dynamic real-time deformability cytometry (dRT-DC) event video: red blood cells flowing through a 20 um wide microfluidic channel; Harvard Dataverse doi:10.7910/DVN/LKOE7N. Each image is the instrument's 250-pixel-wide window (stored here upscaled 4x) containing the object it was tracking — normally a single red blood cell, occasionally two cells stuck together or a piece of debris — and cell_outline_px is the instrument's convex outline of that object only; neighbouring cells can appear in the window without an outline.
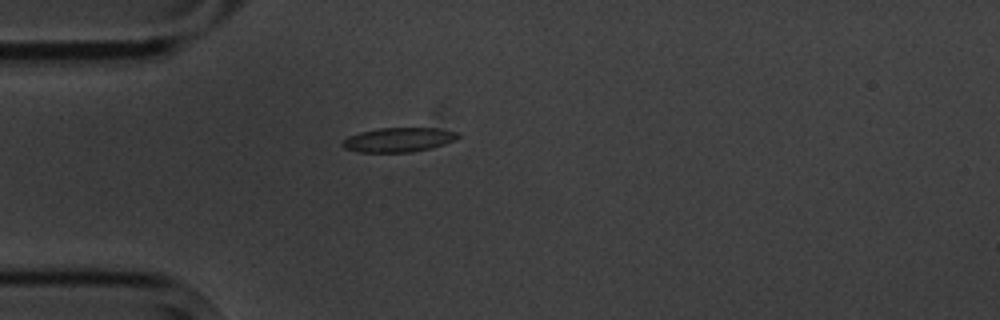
{"species": "common noctule bat (a hibernating species)", "species_latin": "Nyctalus noctula", "temperature_condition": "cold", "stored_images_in_passage": 2, "camera_frame_rate_fps": 3000, "um_per_image_px": 0.085, "animal": {"sex": "male", "body_mass_g": 20.1, "forearm_length_mm": 53.5}, "frame": {"image": 1, "passage_image": 1, "time_ms": 0.0, "image_size_px": [1000, 320], "cell_outline_px": [[460, 136], [456, 140], [432, 148], [412, 152], [360, 152], [344, 148], [340, 144], [348, 136], [360, 132], [380, 128], [440, 128], [460, 132]], "centroid_in_image_um": [33.92, 11.87], "position_along_channel_um": 51.1, "area_um2": 16.53}}